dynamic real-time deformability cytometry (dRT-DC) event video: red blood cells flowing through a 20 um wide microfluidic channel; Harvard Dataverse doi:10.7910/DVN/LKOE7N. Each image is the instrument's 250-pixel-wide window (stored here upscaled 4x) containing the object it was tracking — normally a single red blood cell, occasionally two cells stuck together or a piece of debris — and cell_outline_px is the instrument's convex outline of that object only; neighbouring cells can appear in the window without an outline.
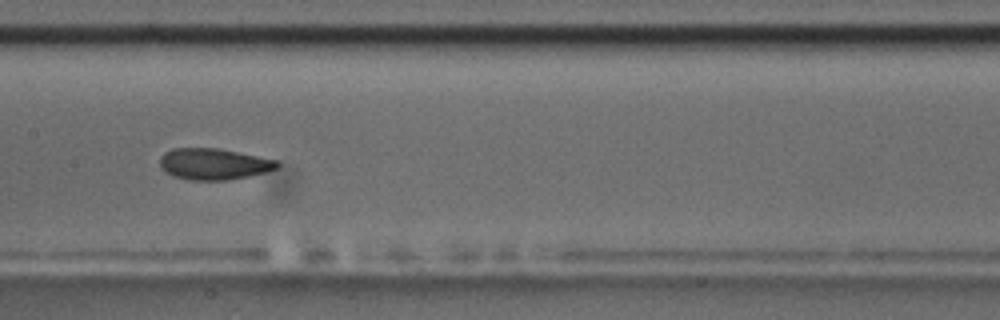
{"species": "common noctule bat (a hibernating species)", "species_latin": "Nyctalus noctula", "temperature_condition": "room temperature", "stored_images_in_passage": 17, "camera_frame_rate_fps": 3000, "um_per_image_px": 0.085, "animal": {"sex": "male", "body_mass_g": 17.5, "forearm_length_mm": 52.3}, "frame": {"image": 1, "passage_image": 8, "time_ms": 8.333, "image_size_px": [1000, 320], "cell_outline_px": [[280, 164], [276, 168], [268, 172], [228, 180], [188, 180], [172, 176], [160, 168], [160, 156], [164, 152], [172, 148], [216, 148], [280, 160]], "centroid_in_image_um": [18.16, 13.94], "position_along_channel_um": 189.2, "area_um2": 21.62}}
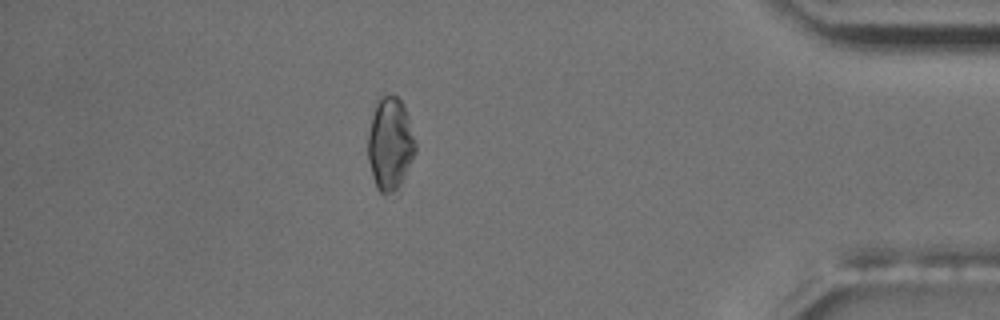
{"frame": {"image": 2, "passage_image": 17, "time_ms": 19.0, "image_size_px": [1000, 320], "cell_outline_px": [[416, 152], [400, 184], [392, 192], [384, 196], [376, 188], [368, 160], [368, 132], [376, 96], [388, 92], [396, 96], [400, 100], [408, 116], [416, 140]], "centroid_in_image_um": [33.14, 12.15], "position_along_channel_um": 402.1, "area_um2": 26.01}, "authors_computed_cell_mechanics": {"area_um2": 21.675, "velocity_mm_per_s": 3.511, "shape_relaxation_time_tau1_ms": 8.8807, "shape_relaxation_time_tau2_ms": 1.3198, "deformation_change_tau1": 0.1625, "deformation_change_tau2": 0.0752}}